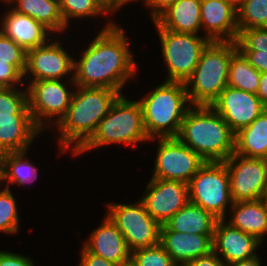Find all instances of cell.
I'll return each instance as SVG.
<instances>
[{"label":"cell","mask_w":267,"mask_h":266,"mask_svg":"<svg viewBox=\"0 0 267 266\" xmlns=\"http://www.w3.org/2000/svg\"><path fill=\"white\" fill-rule=\"evenodd\" d=\"M259 244L261 242L254 236L232 227L224 219L217 220L213 234V251L227 265L256 256L255 250Z\"/></svg>","instance_id":"cell-17"},{"label":"cell","mask_w":267,"mask_h":266,"mask_svg":"<svg viewBox=\"0 0 267 266\" xmlns=\"http://www.w3.org/2000/svg\"><path fill=\"white\" fill-rule=\"evenodd\" d=\"M260 200L262 201L263 205L267 208V178H266V183L263 188Z\"/></svg>","instance_id":"cell-44"},{"label":"cell","mask_w":267,"mask_h":266,"mask_svg":"<svg viewBox=\"0 0 267 266\" xmlns=\"http://www.w3.org/2000/svg\"><path fill=\"white\" fill-rule=\"evenodd\" d=\"M256 95L267 108V72H262L259 80V87Z\"/></svg>","instance_id":"cell-40"},{"label":"cell","mask_w":267,"mask_h":266,"mask_svg":"<svg viewBox=\"0 0 267 266\" xmlns=\"http://www.w3.org/2000/svg\"><path fill=\"white\" fill-rule=\"evenodd\" d=\"M146 140L150 139L145 131L139 100L130 101L121 94L99 122L92 136L73 155L112 143L131 145Z\"/></svg>","instance_id":"cell-6"},{"label":"cell","mask_w":267,"mask_h":266,"mask_svg":"<svg viewBox=\"0 0 267 266\" xmlns=\"http://www.w3.org/2000/svg\"><path fill=\"white\" fill-rule=\"evenodd\" d=\"M146 5L152 10L151 16L155 20L163 11H165L169 6L174 4L177 0H145Z\"/></svg>","instance_id":"cell-39"},{"label":"cell","mask_w":267,"mask_h":266,"mask_svg":"<svg viewBox=\"0 0 267 266\" xmlns=\"http://www.w3.org/2000/svg\"><path fill=\"white\" fill-rule=\"evenodd\" d=\"M15 198L10 188L0 191V232L17 233L19 230V215Z\"/></svg>","instance_id":"cell-32"},{"label":"cell","mask_w":267,"mask_h":266,"mask_svg":"<svg viewBox=\"0 0 267 266\" xmlns=\"http://www.w3.org/2000/svg\"><path fill=\"white\" fill-rule=\"evenodd\" d=\"M16 3L12 8L17 13L28 15L43 24L50 32H62L66 29L58 0H6Z\"/></svg>","instance_id":"cell-26"},{"label":"cell","mask_w":267,"mask_h":266,"mask_svg":"<svg viewBox=\"0 0 267 266\" xmlns=\"http://www.w3.org/2000/svg\"><path fill=\"white\" fill-rule=\"evenodd\" d=\"M233 8L238 10L246 0H226Z\"/></svg>","instance_id":"cell-43"},{"label":"cell","mask_w":267,"mask_h":266,"mask_svg":"<svg viewBox=\"0 0 267 266\" xmlns=\"http://www.w3.org/2000/svg\"><path fill=\"white\" fill-rule=\"evenodd\" d=\"M74 71V59L67 54L59 41L26 51V68L23 76L32 74L31 81L60 80Z\"/></svg>","instance_id":"cell-16"},{"label":"cell","mask_w":267,"mask_h":266,"mask_svg":"<svg viewBox=\"0 0 267 266\" xmlns=\"http://www.w3.org/2000/svg\"><path fill=\"white\" fill-rule=\"evenodd\" d=\"M66 115L57 123L60 151L74 143L73 154L92 136L97 125L121 95L117 90L77 86Z\"/></svg>","instance_id":"cell-3"},{"label":"cell","mask_w":267,"mask_h":266,"mask_svg":"<svg viewBox=\"0 0 267 266\" xmlns=\"http://www.w3.org/2000/svg\"><path fill=\"white\" fill-rule=\"evenodd\" d=\"M116 266H137V264L133 260V258L130 257L129 259L122 261L121 263L116 264Z\"/></svg>","instance_id":"cell-45"},{"label":"cell","mask_w":267,"mask_h":266,"mask_svg":"<svg viewBox=\"0 0 267 266\" xmlns=\"http://www.w3.org/2000/svg\"><path fill=\"white\" fill-rule=\"evenodd\" d=\"M229 208L233 216L227 223L263 241L267 233V208L260 199L235 202Z\"/></svg>","instance_id":"cell-23"},{"label":"cell","mask_w":267,"mask_h":266,"mask_svg":"<svg viewBox=\"0 0 267 266\" xmlns=\"http://www.w3.org/2000/svg\"><path fill=\"white\" fill-rule=\"evenodd\" d=\"M237 10L226 0H201V27L210 41L236 42L239 31L237 28Z\"/></svg>","instance_id":"cell-18"},{"label":"cell","mask_w":267,"mask_h":266,"mask_svg":"<svg viewBox=\"0 0 267 266\" xmlns=\"http://www.w3.org/2000/svg\"><path fill=\"white\" fill-rule=\"evenodd\" d=\"M236 44L256 70L267 72V27L240 30Z\"/></svg>","instance_id":"cell-27"},{"label":"cell","mask_w":267,"mask_h":266,"mask_svg":"<svg viewBox=\"0 0 267 266\" xmlns=\"http://www.w3.org/2000/svg\"><path fill=\"white\" fill-rule=\"evenodd\" d=\"M0 266H34V262L27 256L0 251Z\"/></svg>","instance_id":"cell-36"},{"label":"cell","mask_w":267,"mask_h":266,"mask_svg":"<svg viewBox=\"0 0 267 266\" xmlns=\"http://www.w3.org/2000/svg\"><path fill=\"white\" fill-rule=\"evenodd\" d=\"M224 163L229 173L233 203L259 200L267 178V159L233 153Z\"/></svg>","instance_id":"cell-13"},{"label":"cell","mask_w":267,"mask_h":266,"mask_svg":"<svg viewBox=\"0 0 267 266\" xmlns=\"http://www.w3.org/2000/svg\"><path fill=\"white\" fill-rule=\"evenodd\" d=\"M210 106L234 133L250 125L266 109L256 94L230 86Z\"/></svg>","instance_id":"cell-15"},{"label":"cell","mask_w":267,"mask_h":266,"mask_svg":"<svg viewBox=\"0 0 267 266\" xmlns=\"http://www.w3.org/2000/svg\"><path fill=\"white\" fill-rule=\"evenodd\" d=\"M189 201L218 220H225L226 207L232 205L230 178L224 162H205L188 183Z\"/></svg>","instance_id":"cell-8"},{"label":"cell","mask_w":267,"mask_h":266,"mask_svg":"<svg viewBox=\"0 0 267 266\" xmlns=\"http://www.w3.org/2000/svg\"><path fill=\"white\" fill-rule=\"evenodd\" d=\"M106 217L101 226L91 232L90 240L83 247L92 254L118 264L131 257V250L116 225Z\"/></svg>","instance_id":"cell-20"},{"label":"cell","mask_w":267,"mask_h":266,"mask_svg":"<svg viewBox=\"0 0 267 266\" xmlns=\"http://www.w3.org/2000/svg\"><path fill=\"white\" fill-rule=\"evenodd\" d=\"M104 5L113 13L123 6V0H101Z\"/></svg>","instance_id":"cell-42"},{"label":"cell","mask_w":267,"mask_h":266,"mask_svg":"<svg viewBox=\"0 0 267 266\" xmlns=\"http://www.w3.org/2000/svg\"><path fill=\"white\" fill-rule=\"evenodd\" d=\"M17 89L0 87V155L27 151L42 131L30 113L27 89Z\"/></svg>","instance_id":"cell-7"},{"label":"cell","mask_w":267,"mask_h":266,"mask_svg":"<svg viewBox=\"0 0 267 266\" xmlns=\"http://www.w3.org/2000/svg\"><path fill=\"white\" fill-rule=\"evenodd\" d=\"M31 82L27 90L28 107L35 124L43 131L48 127L45 119L51 121L52 117L58 116L54 120L57 124L66 115L74 92L68 91L61 80Z\"/></svg>","instance_id":"cell-12"},{"label":"cell","mask_w":267,"mask_h":266,"mask_svg":"<svg viewBox=\"0 0 267 266\" xmlns=\"http://www.w3.org/2000/svg\"><path fill=\"white\" fill-rule=\"evenodd\" d=\"M186 266H227L225 262L220 259L214 251L211 253L198 257L185 264Z\"/></svg>","instance_id":"cell-38"},{"label":"cell","mask_w":267,"mask_h":266,"mask_svg":"<svg viewBox=\"0 0 267 266\" xmlns=\"http://www.w3.org/2000/svg\"><path fill=\"white\" fill-rule=\"evenodd\" d=\"M79 266H116L115 263L103 259L101 256L88 252L84 247L81 251Z\"/></svg>","instance_id":"cell-37"},{"label":"cell","mask_w":267,"mask_h":266,"mask_svg":"<svg viewBox=\"0 0 267 266\" xmlns=\"http://www.w3.org/2000/svg\"><path fill=\"white\" fill-rule=\"evenodd\" d=\"M131 257L137 266H175L171 256L158 243L151 247L138 248L131 251Z\"/></svg>","instance_id":"cell-33"},{"label":"cell","mask_w":267,"mask_h":266,"mask_svg":"<svg viewBox=\"0 0 267 266\" xmlns=\"http://www.w3.org/2000/svg\"><path fill=\"white\" fill-rule=\"evenodd\" d=\"M176 138L206 162H224L235 151V133L207 105L190 106Z\"/></svg>","instance_id":"cell-2"},{"label":"cell","mask_w":267,"mask_h":266,"mask_svg":"<svg viewBox=\"0 0 267 266\" xmlns=\"http://www.w3.org/2000/svg\"><path fill=\"white\" fill-rule=\"evenodd\" d=\"M217 220L211 213L189 201L165 226L170 231L185 234L213 235Z\"/></svg>","instance_id":"cell-24"},{"label":"cell","mask_w":267,"mask_h":266,"mask_svg":"<svg viewBox=\"0 0 267 266\" xmlns=\"http://www.w3.org/2000/svg\"><path fill=\"white\" fill-rule=\"evenodd\" d=\"M26 152H8L0 155V182L7 181L8 184L5 188L9 189V183L24 185L36 180L38 170L33 164L25 160Z\"/></svg>","instance_id":"cell-28"},{"label":"cell","mask_w":267,"mask_h":266,"mask_svg":"<svg viewBox=\"0 0 267 266\" xmlns=\"http://www.w3.org/2000/svg\"><path fill=\"white\" fill-rule=\"evenodd\" d=\"M0 62H9L22 75L26 68V50L0 30Z\"/></svg>","instance_id":"cell-34"},{"label":"cell","mask_w":267,"mask_h":266,"mask_svg":"<svg viewBox=\"0 0 267 266\" xmlns=\"http://www.w3.org/2000/svg\"><path fill=\"white\" fill-rule=\"evenodd\" d=\"M125 35L116 23H108L83 51L82 58L74 61L72 83L121 93L124 83L135 75L137 68Z\"/></svg>","instance_id":"cell-1"},{"label":"cell","mask_w":267,"mask_h":266,"mask_svg":"<svg viewBox=\"0 0 267 266\" xmlns=\"http://www.w3.org/2000/svg\"><path fill=\"white\" fill-rule=\"evenodd\" d=\"M148 138H176L190 108L185 83L165 81L140 101Z\"/></svg>","instance_id":"cell-4"},{"label":"cell","mask_w":267,"mask_h":266,"mask_svg":"<svg viewBox=\"0 0 267 266\" xmlns=\"http://www.w3.org/2000/svg\"><path fill=\"white\" fill-rule=\"evenodd\" d=\"M200 6L201 0H177L153 22L157 27L156 29L198 34L202 28Z\"/></svg>","instance_id":"cell-22"},{"label":"cell","mask_w":267,"mask_h":266,"mask_svg":"<svg viewBox=\"0 0 267 266\" xmlns=\"http://www.w3.org/2000/svg\"><path fill=\"white\" fill-rule=\"evenodd\" d=\"M261 72L256 70L238 50L230 60L228 86L257 93Z\"/></svg>","instance_id":"cell-29"},{"label":"cell","mask_w":267,"mask_h":266,"mask_svg":"<svg viewBox=\"0 0 267 266\" xmlns=\"http://www.w3.org/2000/svg\"><path fill=\"white\" fill-rule=\"evenodd\" d=\"M24 76L9 62H0V87L14 88L16 83L23 84ZM15 84V86H14Z\"/></svg>","instance_id":"cell-35"},{"label":"cell","mask_w":267,"mask_h":266,"mask_svg":"<svg viewBox=\"0 0 267 266\" xmlns=\"http://www.w3.org/2000/svg\"><path fill=\"white\" fill-rule=\"evenodd\" d=\"M5 14L0 30L24 50L27 51L47 43V34L50 30L43 24L28 15L17 13L13 9L8 10Z\"/></svg>","instance_id":"cell-21"},{"label":"cell","mask_w":267,"mask_h":266,"mask_svg":"<svg viewBox=\"0 0 267 266\" xmlns=\"http://www.w3.org/2000/svg\"><path fill=\"white\" fill-rule=\"evenodd\" d=\"M260 259L258 255L253 256L251 258L241 260V261H236L228 264L227 266H260Z\"/></svg>","instance_id":"cell-41"},{"label":"cell","mask_w":267,"mask_h":266,"mask_svg":"<svg viewBox=\"0 0 267 266\" xmlns=\"http://www.w3.org/2000/svg\"><path fill=\"white\" fill-rule=\"evenodd\" d=\"M60 11L67 27L72 18L93 17L111 11L101 0H58ZM70 19V20H69Z\"/></svg>","instance_id":"cell-30"},{"label":"cell","mask_w":267,"mask_h":266,"mask_svg":"<svg viewBox=\"0 0 267 266\" xmlns=\"http://www.w3.org/2000/svg\"><path fill=\"white\" fill-rule=\"evenodd\" d=\"M234 153L267 159V108L250 125L235 133Z\"/></svg>","instance_id":"cell-25"},{"label":"cell","mask_w":267,"mask_h":266,"mask_svg":"<svg viewBox=\"0 0 267 266\" xmlns=\"http://www.w3.org/2000/svg\"><path fill=\"white\" fill-rule=\"evenodd\" d=\"M237 51L234 41H210L202 50L192 76L185 82L188 99L193 107L210 106L228 86L230 60Z\"/></svg>","instance_id":"cell-5"},{"label":"cell","mask_w":267,"mask_h":266,"mask_svg":"<svg viewBox=\"0 0 267 266\" xmlns=\"http://www.w3.org/2000/svg\"><path fill=\"white\" fill-rule=\"evenodd\" d=\"M160 244L175 264L185 265L213 251V235L185 234L161 225Z\"/></svg>","instance_id":"cell-19"},{"label":"cell","mask_w":267,"mask_h":266,"mask_svg":"<svg viewBox=\"0 0 267 266\" xmlns=\"http://www.w3.org/2000/svg\"><path fill=\"white\" fill-rule=\"evenodd\" d=\"M107 216L122 233L128 248L151 247L160 243L161 225L146 211L139 200L136 204H109Z\"/></svg>","instance_id":"cell-10"},{"label":"cell","mask_w":267,"mask_h":266,"mask_svg":"<svg viewBox=\"0 0 267 266\" xmlns=\"http://www.w3.org/2000/svg\"><path fill=\"white\" fill-rule=\"evenodd\" d=\"M152 178L189 183L205 164L196 152L177 138H159Z\"/></svg>","instance_id":"cell-11"},{"label":"cell","mask_w":267,"mask_h":266,"mask_svg":"<svg viewBox=\"0 0 267 266\" xmlns=\"http://www.w3.org/2000/svg\"><path fill=\"white\" fill-rule=\"evenodd\" d=\"M236 12L238 31L267 27V0H246Z\"/></svg>","instance_id":"cell-31"},{"label":"cell","mask_w":267,"mask_h":266,"mask_svg":"<svg viewBox=\"0 0 267 266\" xmlns=\"http://www.w3.org/2000/svg\"><path fill=\"white\" fill-rule=\"evenodd\" d=\"M130 1H133V0H123V5L127 2H130ZM135 1V0H134ZM145 1V0H144Z\"/></svg>","instance_id":"cell-46"},{"label":"cell","mask_w":267,"mask_h":266,"mask_svg":"<svg viewBox=\"0 0 267 266\" xmlns=\"http://www.w3.org/2000/svg\"><path fill=\"white\" fill-rule=\"evenodd\" d=\"M163 59L168 70L166 81L185 83L193 74L202 50L210 40L197 34L157 29Z\"/></svg>","instance_id":"cell-9"},{"label":"cell","mask_w":267,"mask_h":266,"mask_svg":"<svg viewBox=\"0 0 267 266\" xmlns=\"http://www.w3.org/2000/svg\"><path fill=\"white\" fill-rule=\"evenodd\" d=\"M140 200L160 225H165L189 202L188 184L182 181L151 178Z\"/></svg>","instance_id":"cell-14"}]
</instances>
